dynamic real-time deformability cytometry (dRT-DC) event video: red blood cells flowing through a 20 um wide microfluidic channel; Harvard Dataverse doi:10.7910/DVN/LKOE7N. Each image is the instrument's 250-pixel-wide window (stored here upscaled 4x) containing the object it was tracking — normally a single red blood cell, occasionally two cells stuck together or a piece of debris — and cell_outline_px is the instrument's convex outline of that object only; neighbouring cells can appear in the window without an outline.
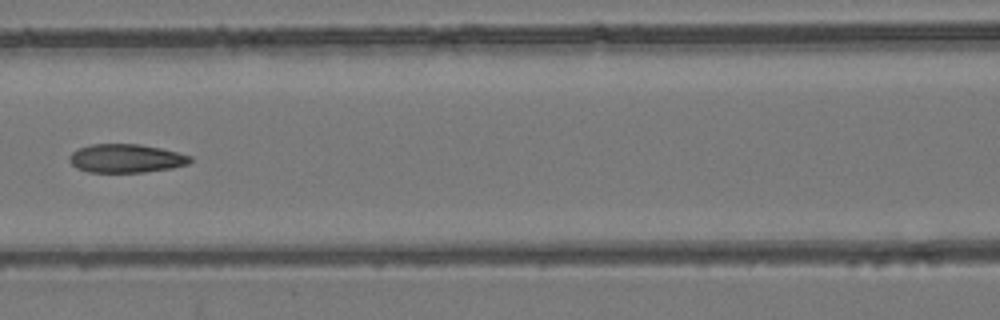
{"species": "common noctule bat (a hibernating species)", "species_latin": "Nyctalus noctula", "temperature_condition": "room temperature", "stored_images_in_passage": 6, "camera_frame_rate_fps": 3000, "um_per_image_px": 0.085, "animal": {"sex": "female", "body_mass_g": 24.6, "forearm_length_mm": 56.2}, "frame": {"image": 1, "passage_image": 6, "time_ms": 1.667, "image_size_px": [1000, 320], "cell_outline_px": [[192, 160], [188, 164], [172, 168], [144, 172], [88, 172], [76, 168], [68, 160], [68, 156], [72, 152], [80, 148], [92, 144], [140, 144], [160, 148], [192, 156]], "centroid_in_image_um": [10.7, 13.46], "position_along_channel_um": 155.9, "area_um2": 20.11}}